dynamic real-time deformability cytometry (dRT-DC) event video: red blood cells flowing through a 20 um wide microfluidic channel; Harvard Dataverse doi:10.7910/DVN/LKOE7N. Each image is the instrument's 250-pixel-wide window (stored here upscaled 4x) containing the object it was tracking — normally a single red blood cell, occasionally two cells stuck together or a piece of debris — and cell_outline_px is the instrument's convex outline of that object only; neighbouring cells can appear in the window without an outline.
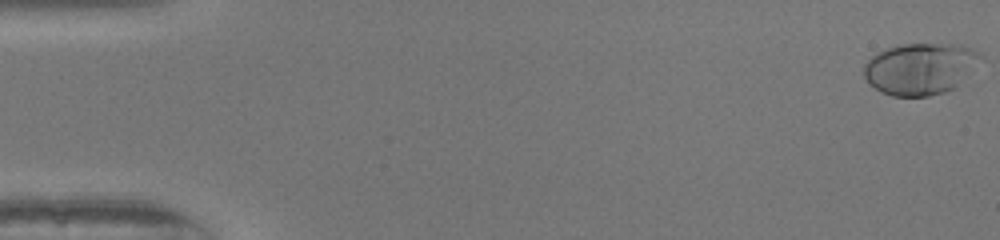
{"species": "human", "species_latin": "Homo sapiens", "temperature_condition": "warm", "stored_images_in_passage": 51, "camera_frame_rate_fps": 3000, "um_per_image_px": 0.085, "donor": {"sex": "female"}, "frame": {"image": 1, "passage_image": 1, "time_ms": 0.0, "image_size_px": [1000, 240], "cell_outline_px": [[984, 56], [956, 88], [944, 92], [928, 96], [892, 96], [876, 88], [864, 76], [864, 64], [876, 52], [884, 48], [900, 44], [964, 44], [980, 52]], "centroid_in_image_um": [78.25, 5.81], "position_along_channel_um": 6.7, "area_um2": 35.26}}
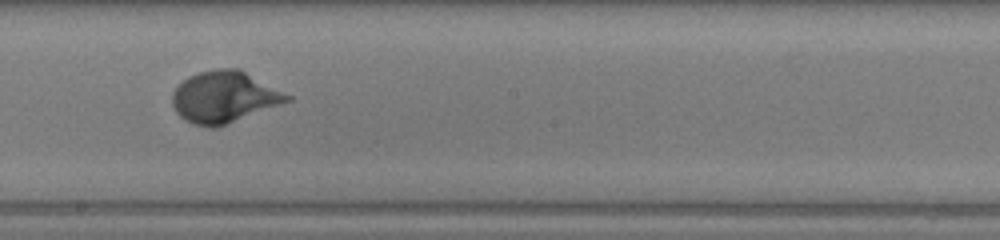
{"frame": {"image": 2, "passage_image": 29, "time_ms": 9.333, "image_size_px": [1000, 240], "cell_outline_px": [[292, 100], [216, 128], [208, 128], [192, 124], [184, 120], [176, 112], [172, 104], [172, 92], [188, 76], [200, 72], [216, 68], [240, 68], [292, 96]], "centroid_in_image_um": [19.05, 8.25], "position_along_channel_um": 229.1, "area_um2": 34.62}}
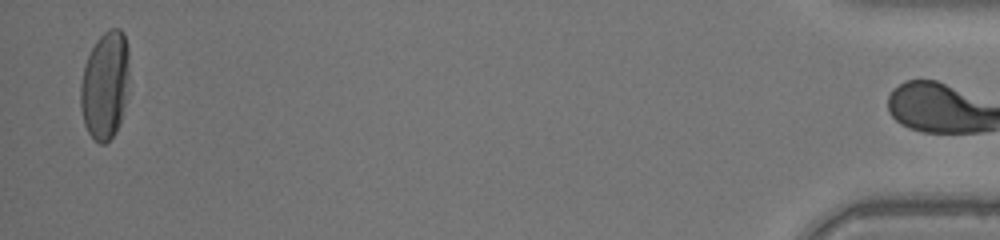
{"frame": {"image": 3, "passage_image": 50, "time_ms": 16.333, "image_size_px": [1000, 240], "cell_outline_px": [[128, 76], [124, 104], [120, 124], [116, 132], [104, 144], [100, 144], [88, 132], [84, 124], [80, 108], [80, 84], [84, 64], [92, 48], [100, 36], [108, 28], [120, 28], [124, 32], [128, 48]], "centroid_in_image_um": [8.91, 7.23], "position_along_channel_um": 426.3, "area_um2": 30.63}, "authors_computed_cell_mechanics": {"area_um2": 32.368, "velocity_mm_per_s": 4.1288, "shape_relaxation_time_tau1_ms": 2.7796, "shape_relaxation_time_tau2_ms": null, "deformation_change_tau1": 0.1869, "deformation_change_tau2": null}}